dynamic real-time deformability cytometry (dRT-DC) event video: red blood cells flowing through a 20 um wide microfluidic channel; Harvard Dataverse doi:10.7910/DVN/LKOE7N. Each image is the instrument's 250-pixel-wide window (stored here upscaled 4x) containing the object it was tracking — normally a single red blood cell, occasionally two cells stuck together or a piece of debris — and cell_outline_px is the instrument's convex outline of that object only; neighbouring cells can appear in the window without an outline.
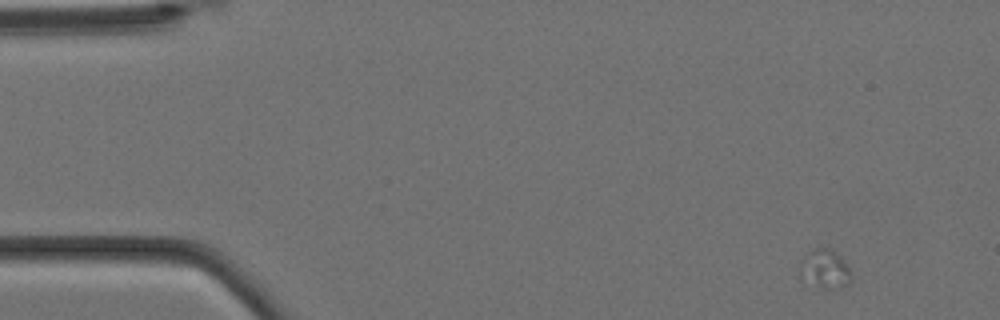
{"species": "Egyptian fruit bat (a non-hibernating species)", "species_latin": "Rousettus aegyptiacus", "temperature_condition": "cold", "stored_images_in_passage": 4, "camera_frame_rate_fps": 3000, "um_per_image_px": 0.085, "animal": {"sex": "female"}, "frame": {"image": 1, "passage_image": 1, "time_ms": 0.0, "image_size_px": [1000, 320], "cell_outline_px": [[852, 272], [848, 280], [836, 292], [820, 288], [800, 276], [796, 268], [800, 260], [812, 248], [828, 248], [840, 256]], "centroid_in_image_um": [70.05, 22.88], "position_along_channel_um": 14.9, "area_um2": 11.85}}